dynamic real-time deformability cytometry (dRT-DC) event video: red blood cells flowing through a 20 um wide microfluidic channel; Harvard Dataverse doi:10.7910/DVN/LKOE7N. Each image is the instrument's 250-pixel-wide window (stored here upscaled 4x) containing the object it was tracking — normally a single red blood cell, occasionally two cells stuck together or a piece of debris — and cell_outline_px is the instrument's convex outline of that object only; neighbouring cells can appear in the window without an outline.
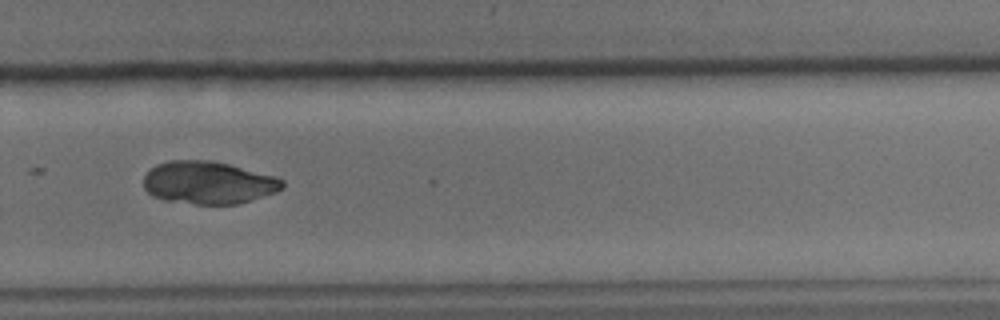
{"species": "common noctule bat (a hibernating species)", "species_latin": "Nyctalus noctula", "temperature_condition": "cold", "stored_images_in_passage": 14, "camera_frame_rate_fps": 3000, "um_per_image_px": 0.085, "animal": {"sex": "male", "body_mass_g": 15.6}, "frame": {"image": 1, "passage_image": 10, "time_ms": 11.667, "image_size_px": [1000, 320], "cell_outline_px": [[284, 188], [276, 192], [240, 204], [196, 204], [164, 200], [152, 196], [144, 188], [144, 176], [156, 164], [168, 160], [208, 160], [228, 164], [276, 176], [284, 180]], "centroid_in_image_um": [17.72, 15.53], "position_along_channel_um": 312.1, "area_um2": 34.62}}